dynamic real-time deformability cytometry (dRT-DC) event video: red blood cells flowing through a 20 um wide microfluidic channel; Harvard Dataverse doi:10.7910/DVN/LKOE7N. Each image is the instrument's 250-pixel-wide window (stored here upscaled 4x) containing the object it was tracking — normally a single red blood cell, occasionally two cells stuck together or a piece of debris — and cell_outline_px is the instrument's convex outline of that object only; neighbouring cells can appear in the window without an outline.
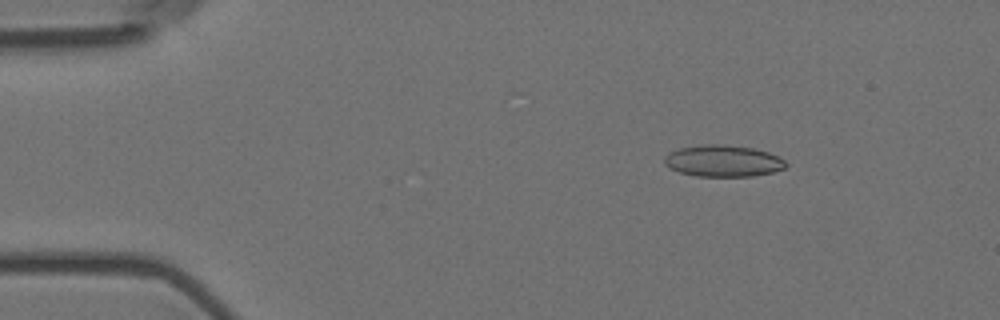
{"species": "Egyptian fruit bat (a non-hibernating species)", "species_latin": "Rousettus aegyptiacus", "temperature_condition": "room temperature", "stored_images_in_passage": 5, "camera_frame_rate_fps": 3000, "um_per_image_px": 0.085, "animal": {"sex": "female"}, "frame": {"image": 1, "passage_image": 3, "time_ms": 0.667, "image_size_px": [1000, 320], "cell_outline_px": [[788, 164], [784, 168], [772, 172], [752, 176], [696, 176], [680, 172], [668, 168], [664, 164], [664, 156], [668, 152], [680, 148], [704, 144], [724, 144], [752, 148], [768, 152], [784, 160]], "centroid_in_image_um": [61.42, 13.67], "position_along_channel_um": 23.6, "area_um2": 22.37}}